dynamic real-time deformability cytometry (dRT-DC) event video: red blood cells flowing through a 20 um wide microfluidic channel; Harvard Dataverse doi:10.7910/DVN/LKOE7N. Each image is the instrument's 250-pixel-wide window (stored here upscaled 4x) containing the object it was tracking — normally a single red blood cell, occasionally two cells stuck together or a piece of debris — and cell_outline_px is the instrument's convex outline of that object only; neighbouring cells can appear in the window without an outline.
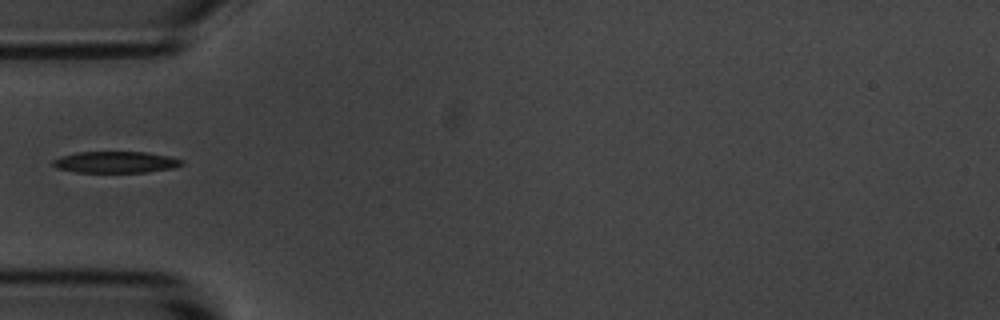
{"species": "common noctule bat (a hibernating species)", "species_latin": "Nyctalus noctula", "temperature_condition": "room temperature", "stored_images_in_passage": 1, "camera_frame_rate_fps": 3000, "um_per_image_px": 0.085, "animal": {"sex": "male", "body_mass_g": 20.1, "forearm_length_mm": 53.5}, "frame": {"image": 1, "passage_image": 1, "time_ms": 0.0, "image_size_px": [1000, 320], "cell_outline_px": [[184, 164], [172, 168], [144, 172], [76, 172], [56, 168], [52, 164], [52, 160], [60, 156], [76, 152], [144, 152], [168, 156], [184, 160]], "centroid_in_image_um": [9.8, 13.78], "position_along_channel_um": 75.2, "area_um2": 16.07}}